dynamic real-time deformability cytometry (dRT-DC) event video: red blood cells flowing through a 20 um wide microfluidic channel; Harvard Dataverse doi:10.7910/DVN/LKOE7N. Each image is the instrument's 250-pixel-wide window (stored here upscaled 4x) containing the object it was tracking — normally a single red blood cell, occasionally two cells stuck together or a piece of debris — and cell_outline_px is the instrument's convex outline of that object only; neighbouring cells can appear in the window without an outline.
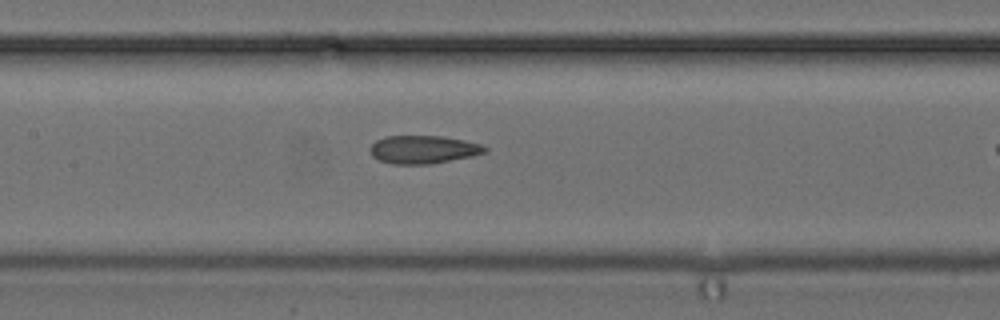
{"species": "common noctule bat (a hibernating species)", "species_latin": "Nyctalus noctula", "temperature_condition": "cold", "stored_images_in_passage": 17, "camera_frame_rate_fps": 3000, "um_per_image_px": 0.085, "animal": {"sex": "female", "body_mass_g": 24.6, "forearm_length_mm": 56.2}, "frame": {"image": 1, "passage_image": 10, "time_ms": 3.0, "image_size_px": [1000, 320], "cell_outline_px": [[488, 148], [484, 152], [472, 156], [432, 164], [392, 164], [380, 160], [372, 156], [372, 144], [376, 140], [384, 136], [444, 136], [464, 140], [480, 144]], "centroid_in_image_um": [35.98, 12.7], "position_along_channel_um": 171.4, "area_um2": 18.67}}
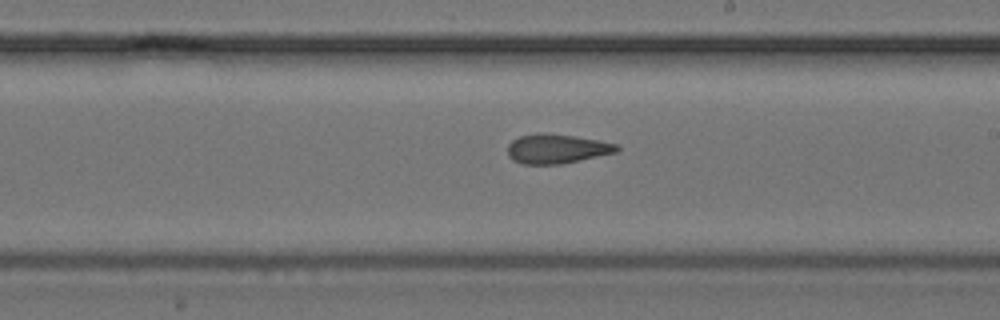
{"frame": {"image": 2, "passage_image": 15, "time_ms": 4.667, "image_size_px": [1000, 320], "cell_outline_px": [[620, 148], [616, 152], [560, 164], [520, 164], [512, 160], [508, 156], [508, 144], [512, 140], [520, 136], [540, 132], [544, 132], [576, 136], [620, 144]], "centroid_in_image_um": [47.3, 12.63], "position_along_channel_um": 241.7, "area_um2": 18.84}}